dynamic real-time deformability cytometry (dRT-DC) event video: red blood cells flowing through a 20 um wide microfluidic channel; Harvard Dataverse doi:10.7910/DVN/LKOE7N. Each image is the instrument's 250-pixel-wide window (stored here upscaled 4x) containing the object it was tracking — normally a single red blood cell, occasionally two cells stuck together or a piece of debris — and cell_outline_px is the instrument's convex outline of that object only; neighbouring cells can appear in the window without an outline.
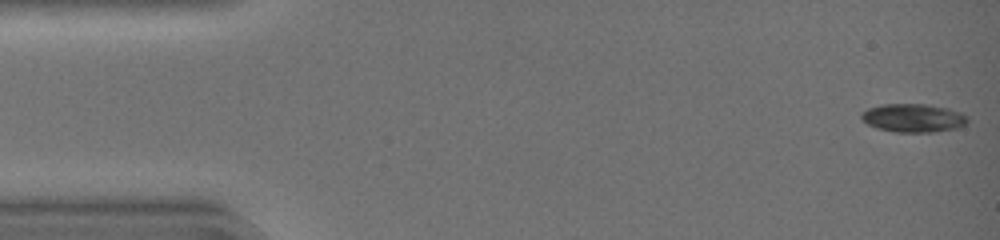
{"species": "common noctule bat (a hibernating species)", "species_latin": "Nyctalus noctula", "temperature_condition": "warm", "stored_images_in_passage": 43, "camera_frame_rate_fps": 3000, "um_per_image_px": 0.085, "animal": {"sex": "female", "body_mass_g": 19.0, "forearm_length_mm": 51.5}, "frame": {"image": 1, "passage_image": 1, "time_ms": 0.0, "image_size_px": [1000, 240], "cell_outline_px": [[968, 120], [964, 124], [956, 128], [932, 132], [896, 132], [876, 128], [868, 124], [860, 116], [860, 112], [868, 108], [884, 104], [924, 104], [948, 108], [960, 112], [968, 116]], "centroid_in_image_um": [77.61, 10.02], "position_along_channel_um": 7.4, "area_um2": 17.51}}
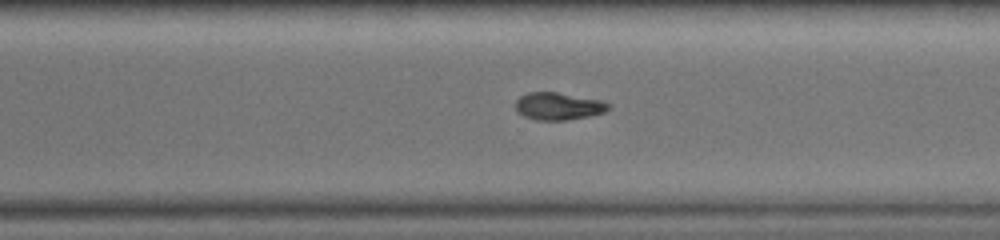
{"frame": {"image": 2, "passage_image": 31, "time_ms": 10.0, "image_size_px": [1000, 240], "cell_outline_px": [[612, 108], [604, 112], [588, 116], [568, 120], [536, 120], [524, 116], [516, 112], [516, 100], [520, 96], [528, 92], [556, 92], [604, 100]], "centroid_in_image_um": [47.47, 9.02], "position_along_channel_um": 323.1, "area_um2": 14.97}}
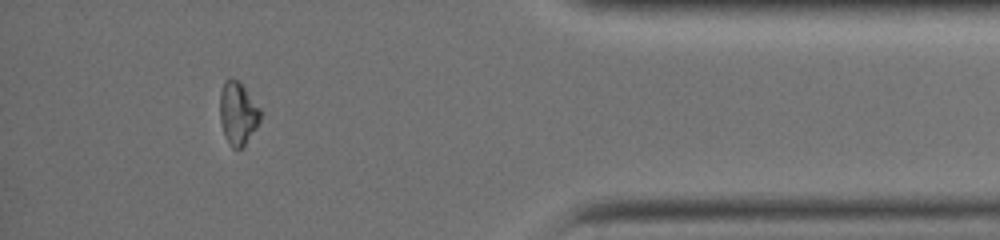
{"frame": {"image": 3, "passage_image": 39, "time_ms": 12.667, "image_size_px": [1000, 240], "cell_outline_px": [[260, 120], [256, 128], [244, 144], [240, 148], [232, 148], [224, 136], [220, 120], [220, 92], [224, 80], [228, 76], [232, 76], [240, 80], [260, 108]], "centroid_in_image_um": [20.2, 9.55], "position_along_channel_um": 415.0, "area_um2": 15.03}, "authors_computed_cell_mechanics": {"area_um2": 16.2418, "velocity_mm_per_s": 4.4688, "shape_relaxation_time_tau1_ms": 3.8964, "shape_relaxation_time_tau2_ms": null, "deformation_change_tau1": 0.1562, "deformation_change_tau2": null}}